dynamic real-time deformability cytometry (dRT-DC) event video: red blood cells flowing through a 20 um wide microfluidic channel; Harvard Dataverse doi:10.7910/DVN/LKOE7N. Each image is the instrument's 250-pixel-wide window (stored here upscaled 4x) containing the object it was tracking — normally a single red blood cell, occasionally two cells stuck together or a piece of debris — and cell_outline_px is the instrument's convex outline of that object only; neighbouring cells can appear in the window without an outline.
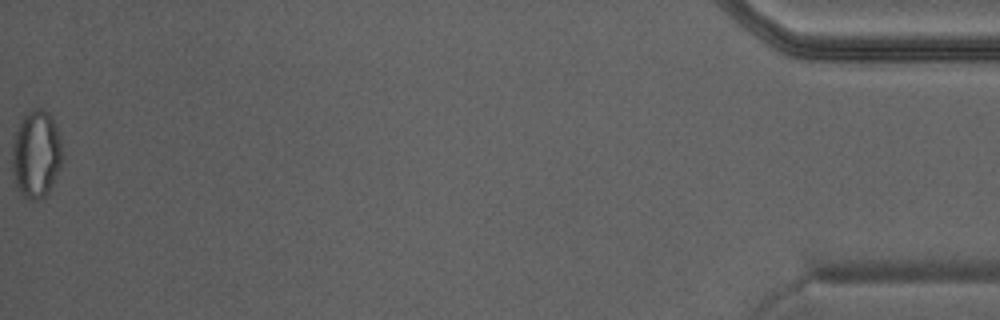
{"species": "Egyptian fruit bat (a non-hibernating species)", "species_latin": "Rousettus aegyptiacus", "temperature_condition": "warm", "stored_images_in_passage": 42, "camera_frame_rate_fps": 3000, "um_per_image_px": 0.085, "animal": {"sex": "male"}, "frame": {"image": 1, "passage_image": 42, "time_ms": 13.667, "image_size_px": [1000, 320], "cell_outline_px": [[64, 156], [60, 168], [48, 192], [40, 200], [32, 200], [24, 196], [16, 188], [12, 172], [12, 148], [16, 132], [24, 116], [32, 108], [44, 108], [48, 112], [60, 136], [64, 152]], "centroid_in_image_um": [3.09, 13.12], "position_along_channel_um": 432.1, "area_um2": 25.78}}